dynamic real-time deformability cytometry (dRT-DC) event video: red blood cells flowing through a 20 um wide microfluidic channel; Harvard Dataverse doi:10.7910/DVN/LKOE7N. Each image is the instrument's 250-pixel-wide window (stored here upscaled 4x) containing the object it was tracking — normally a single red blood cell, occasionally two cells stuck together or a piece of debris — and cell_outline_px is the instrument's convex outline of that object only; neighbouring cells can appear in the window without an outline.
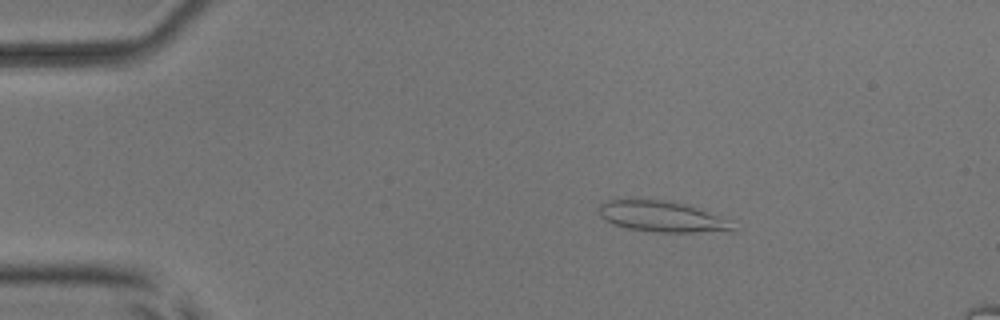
{"species": "common noctule bat (a hibernating species)", "species_latin": "Nyctalus noctula", "temperature_condition": "room temperature", "stored_images_in_passage": 4, "camera_frame_rate_fps": 3000, "um_per_image_px": 0.085, "animal": {"sex": "male", "body_mass_g": 17.9, "forearm_length_mm": 54.2}, "frame": {"image": 1, "passage_image": 2, "time_ms": 1.0, "image_size_px": [1000, 320], "cell_outline_px": [[736, 232], [656, 232], [628, 228], [612, 224], [604, 220], [600, 216], [600, 204], [608, 200], [664, 200], [684, 204], [732, 220], [736, 228]], "centroid_in_image_um": [56.35, 18.44], "position_along_channel_um": 28.6, "area_um2": 24.1}}